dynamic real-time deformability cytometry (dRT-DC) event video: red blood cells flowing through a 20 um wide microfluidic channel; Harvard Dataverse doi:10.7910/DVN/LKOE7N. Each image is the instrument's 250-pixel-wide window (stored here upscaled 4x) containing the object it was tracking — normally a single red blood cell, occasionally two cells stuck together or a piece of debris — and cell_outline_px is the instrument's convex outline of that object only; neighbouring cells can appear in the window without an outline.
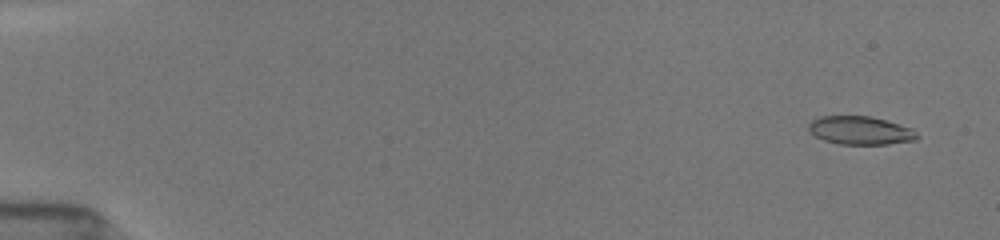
{"species": "common noctule bat (a hibernating species)", "species_latin": "Nyctalus noctula", "temperature_condition": "room temperature", "stored_images_in_passage": 12, "camera_frame_rate_fps": 3000, "um_per_image_px": 0.085, "animal": {"sex": "female", "body_mass_g": 19.5, "forearm_length_mm": 54.1}, "frame": {"image": 1, "passage_image": 3, "time_ms": 0.667, "image_size_px": [1000, 240], "cell_outline_px": [[920, 136], [916, 140], [888, 144], [840, 144], [824, 140], [816, 136], [808, 128], [808, 124], [812, 120], [820, 116], [872, 116], [912, 128]], "centroid_in_image_um": [73.15, 11.08], "position_along_channel_um": 11.8, "area_um2": 17.86}}
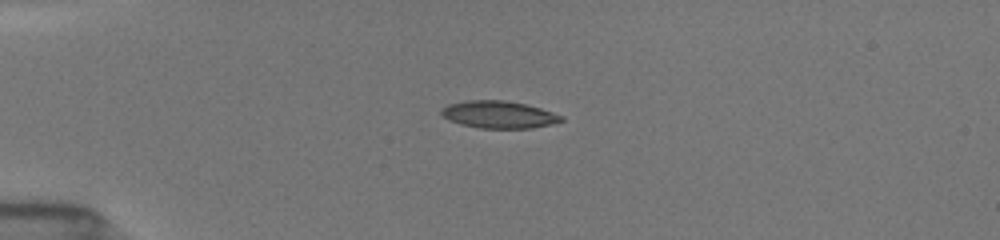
{"frame": {"image": 2, "passage_image": 9, "time_ms": 4.333, "image_size_px": [1000, 240], "cell_outline_px": [[564, 120], [532, 128], [480, 128], [460, 124], [444, 116], [440, 112], [448, 104], [464, 100], [504, 100], [524, 104], [540, 108], [564, 116]], "centroid_in_image_um": [42.4, 9.73], "position_along_channel_um": 42.6, "area_um2": 18.79}}
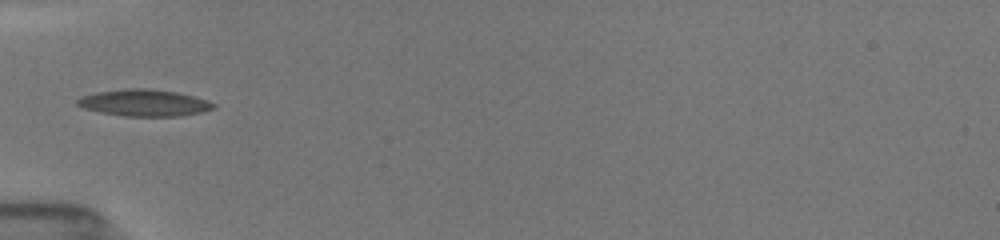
{"frame": {"image": 3, "passage_image": 11, "time_ms": 6.0, "image_size_px": [1000, 240], "cell_outline_px": [[216, 108], [200, 112], [180, 116], [124, 116], [100, 112], [84, 108], [76, 104], [76, 100], [84, 96], [96, 92], [124, 88], [148, 88], [176, 92], [208, 100], [216, 104]], "centroid_in_image_um": [12.27, 8.74], "position_along_channel_um": 72.7, "area_um2": 21.15}}